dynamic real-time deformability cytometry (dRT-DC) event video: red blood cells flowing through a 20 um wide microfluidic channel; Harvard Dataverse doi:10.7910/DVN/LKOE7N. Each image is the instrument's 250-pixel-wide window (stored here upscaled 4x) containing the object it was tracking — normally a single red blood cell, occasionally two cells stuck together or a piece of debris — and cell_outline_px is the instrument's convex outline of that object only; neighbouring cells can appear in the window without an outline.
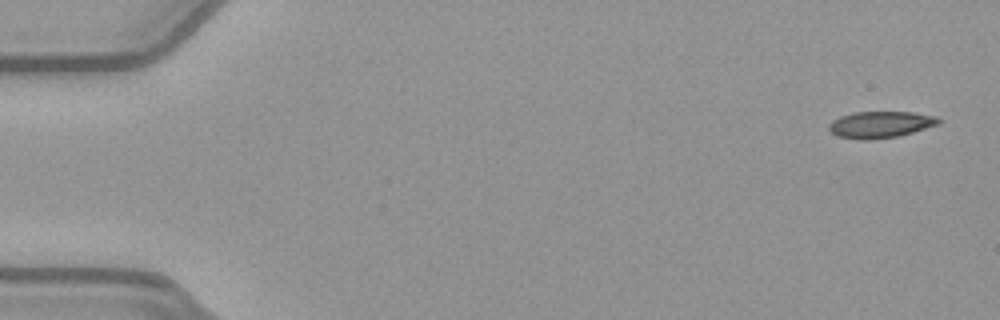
{"species": "common noctule bat (a hibernating species)", "species_latin": "Nyctalus noctula", "temperature_condition": "warm", "stored_images_in_passage": 51, "camera_frame_rate_fps": 3000, "um_per_image_px": 0.085, "animal": {"sex": "female", "body_mass_g": 21.9}, "frame": {"image": 1, "passage_image": 1, "time_ms": 0.0, "image_size_px": [1000, 320], "cell_outline_px": [[940, 124], [900, 136], [872, 140], [860, 140], [836, 136], [828, 128], [828, 124], [832, 120], [840, 116], [856, 112], [912, 112], [936, 116], [940, 120]], "centroid_in_image_um": [74.83, 10.6], "position_along_channel_um": 10.2, "area_um2": 17.17}}
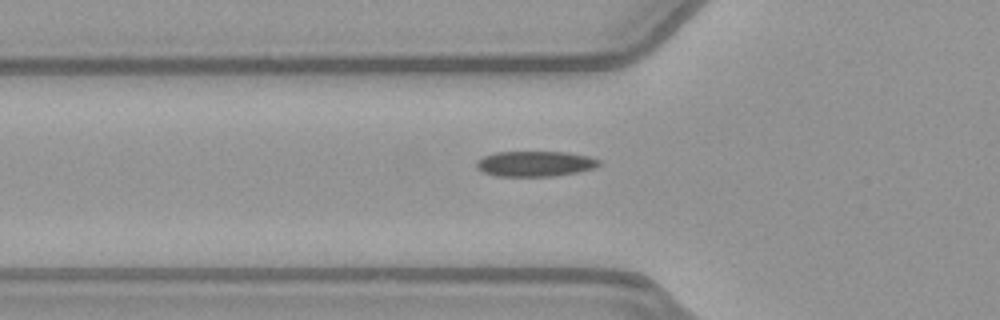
{"frame": {"image": 2, "passage_image": 17, "time_ms": 5.333, "image_size_px": [1000, 320], "cell_outline_px": [[604, 164], [592, 168], [576, 172], [552, 176], [496, 176], [484, 172], [476, 168], [476, 160], [484, 156], [496, 152], [568, 152], [588, 156], [600, 160]], "centroid_in_image_um": [45.48, 13.91], "position_along_channel_um": 80.3, "area_um2": 18.15}}
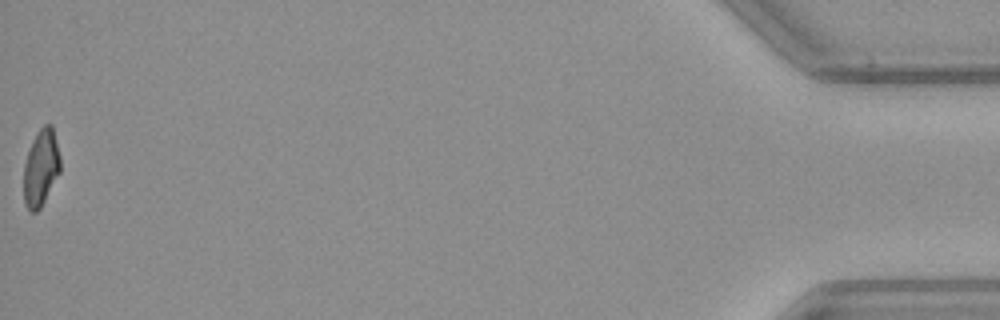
{"frame": {"image": 3, "passage_image": 51, "time_ms": 16.667, "image_size_px": [1000, 320], "cell_outline_px": [[60, 172], [40, 208], [36, 212], [32, 212], [24, 204], [24, 164], [32, 140], [40, 128], [44, 124], [52, 124], [60, 156]], "centroid_in_image_um": [3.48, 14.25], "position_along_channel_um": 431.7, "area_um2": 16.24}, "authors_computed_cell_mechanics": {"area_um2": 17.918, "velocity_mm_per_s": 3.9975, "shape_relaxation_time_tau1_ms": null, "shape_relaxation_time_tau2_ms": 4.2916, "deformation_change_tau1": null, "deformation_change_tau2": 0.1191}}